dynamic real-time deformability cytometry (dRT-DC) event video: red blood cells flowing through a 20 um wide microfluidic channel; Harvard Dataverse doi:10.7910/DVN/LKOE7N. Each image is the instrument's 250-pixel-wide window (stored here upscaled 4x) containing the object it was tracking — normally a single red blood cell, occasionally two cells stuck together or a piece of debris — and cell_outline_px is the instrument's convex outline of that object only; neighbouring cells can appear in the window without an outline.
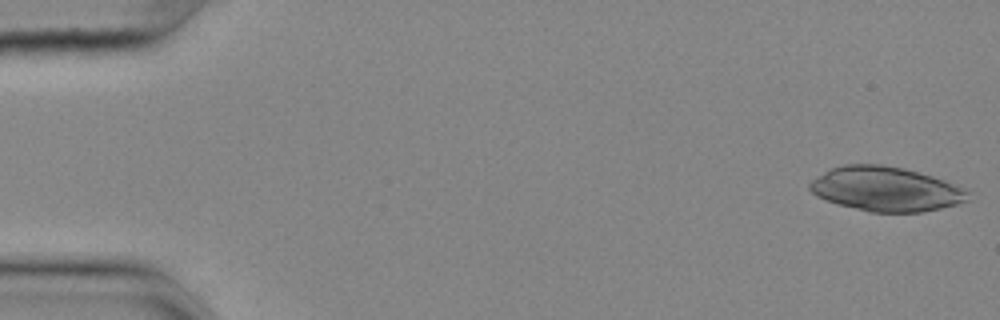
{"species": "common noctule bat (a hibernating species)", "species_latin": "Nyctalus noctula", "temperature_condition": "cold", "stored_images_in_passage": 54, "camera_frame_rate_fps": 3000, "um_per_image_px": 0.085, "animal": {"sex": "female", "body_mass_g": 25.1}, "frame": {"image": 1, "passage_image": 1, "time_ms": 0.0, "image_size_px": [1000, 320], "cell_outline_px": [[968, 200], [956, 204], [940, 208], [920, 212], [872, 212], [836, 204], [816, 196], [808, 188], [808, 184], [812, 180], [824, 172], [832, 168], [844, 164], [880, 164], [904, 168], [932, 176], [968, 188]], "centroid_in_image_um": [75.29, 16.06], "position_along_channel_um": 9.7, "area_um2": 40.98}}
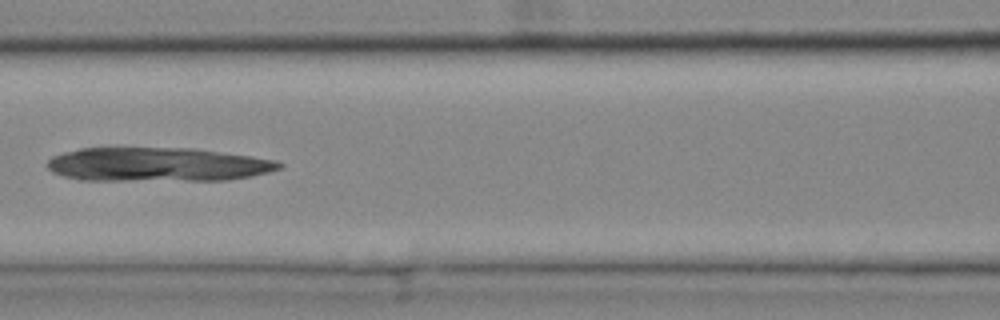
{"frame": {"image": 2, "passage_image": 24, "time_ms": 7.667, "image_size_px": [1000, 320], "cell_outline_px": [[284, 164], [280, 168], [268, 172], [228, 180], [80, 180], [64, 176], [52, 172], [48, 168], [48, 160], [52, 156], [64, 152], [80, 148], [192, 148], [252, 156], [276, 160]], "centroid_in_image_um": [13.37, 13.98], "position_along_channel_um": 153.2, "area_um2": 45.78}}
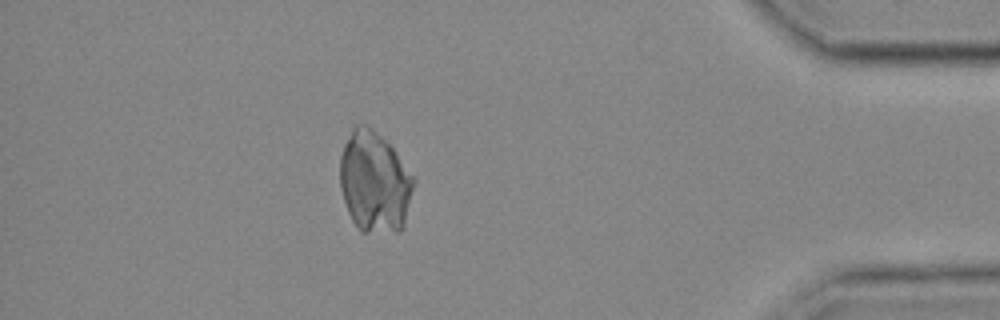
{"frame": {"image": 3, "passage_image": 48, "time_ms": 15.667, "image_size_px": [1000, 320], "cell_outline_px": [[416, 180], [404, 228], [400, 232], [360, 232], [356, 228], [348, 212], [340, 188], [340, 156], [344, 144], [352, 128], [356, 124], [364, 124], [372, 128], [392, 148]], "centroid_in_image_um": [31.83, 15.51], "position_along_channel_um": 403.4, "area_um2": 43.64}}